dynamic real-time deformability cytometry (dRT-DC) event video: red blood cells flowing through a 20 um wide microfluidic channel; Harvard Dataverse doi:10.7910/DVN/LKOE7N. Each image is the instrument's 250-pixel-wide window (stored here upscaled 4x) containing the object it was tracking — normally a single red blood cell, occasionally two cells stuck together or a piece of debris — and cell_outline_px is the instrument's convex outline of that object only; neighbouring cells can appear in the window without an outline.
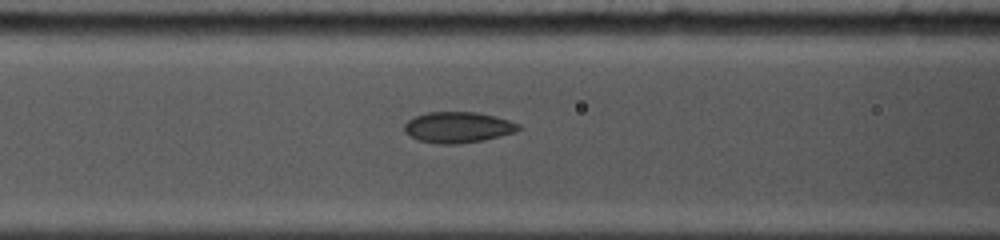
{"species": "common noctule bat (a hibernating species)", "species_latin": "Nyctalus noctula", "temperature_condition": "cold", "stored_images_in_passage": 10, "segment_of_instrument_passage": [1, 2], "camera_frame_rate_fps": 5000, "um_per_image_px": 0.085, "animal": {"sex": "female", "body_mass_g": 19.0, "forearm_length_mm": 53.3}, "frame": {"image": 1, "passage_image": 6, "time_ms": 3.8, "image_size_px": [1000, 240], "cell_outline_px": [[524, 128], [500, 136], [484, 140], [456, 144], [440, 144], [420, 140], [404, 132], [404, 124], [408, 120], [416, 116], [428, 112], [476, 112], [496, 116], [520, 124]], "centroid_in_image_um": [38.95, 10.81], "position_along_channel_um": 127.7, "area_um2": 20.46}}
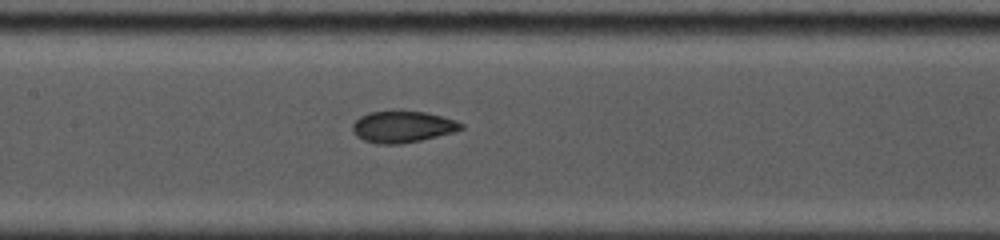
{"frame": {"image": 2, "passage_image": 9, "time_ms": 5.0, "image_size_px": [1000, 240], "cell_outline_px": [[464, 128], [452, 132], [420, 140], [400, 144], [376, 144], [364, 140], [356, 136], [352, 128], [352, 124], [360, 116], [368, 112], [424, 112], [456, 120], [464, 124]], "centroid_in_image_um": [34.19, 10.79], "position_along_channel_um": 173.2, "area_um2": 19.59}}